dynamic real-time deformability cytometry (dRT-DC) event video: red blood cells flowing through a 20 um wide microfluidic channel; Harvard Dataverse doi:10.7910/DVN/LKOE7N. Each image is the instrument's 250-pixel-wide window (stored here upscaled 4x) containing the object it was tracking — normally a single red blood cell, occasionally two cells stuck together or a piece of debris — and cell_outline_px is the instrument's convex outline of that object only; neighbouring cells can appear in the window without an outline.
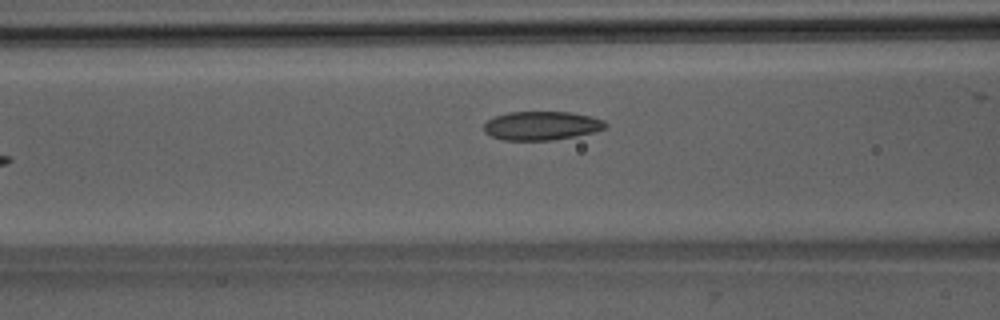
{"species": "Egyptian fruit bat (a non-hibernating species)", "species_latin": "Rousettus aegyptiacus", "temperature_condition": "room temperature", "stored_images_in_passage": 8, "camera_frame_rate_fps": 3000, "um_per_image_px": 0.085, "animal": {"sex": "male"}, "frame": {"image": 1, "passage_image": 7, "time_ms": 8.0, "image_size_px": [1000, 320], "cell_outline_px": [[608, 124], [604, 128], [592, 132], [576, 136], [552, 140], [504, 140], [492, 136], [484, 132], [484, 124], [488, 120], [496, 116], [508, 112], [572, 112], [592, 116], [604, 120]], "centroid_in_image_um": [46.05, 10.68], "position_along_channel_um": 120.6, "area_um2": 20.35}}